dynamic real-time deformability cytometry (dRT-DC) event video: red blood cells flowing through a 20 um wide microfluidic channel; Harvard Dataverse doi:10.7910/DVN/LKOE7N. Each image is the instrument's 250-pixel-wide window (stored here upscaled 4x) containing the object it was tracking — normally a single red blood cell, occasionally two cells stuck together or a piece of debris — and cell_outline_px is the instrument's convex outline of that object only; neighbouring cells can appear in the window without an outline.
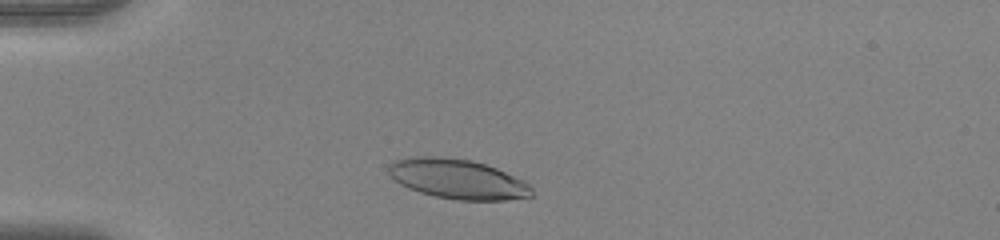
{"species": "human", "species_latin": "Homo sapiens", "temperature_condition": "warm", "stored_images_in_passage": 37, "camera_frame_rate_fps": 3000, "um_per_image_px": 0.085, "donor": {"sex": "female"}, "frame": {"image": 1, "passage_image": 5, "time_ms": 1.333, "image_size_px": [1000, 240], "cell_outline_px": [[532, 196], [504, 200], [456, 200], [436, 196], [420, 192], [408, 188], [400, 184], [388, 172], [388, 164], [392, 160], [408, 156], [440, 156], [472, 160], [496, 168], [524, 180], [532, 184]], "centroid_in_image_um": [38.88, 15.2], "position_along_channel_um": 46.1, "area_um2": 33.41}}
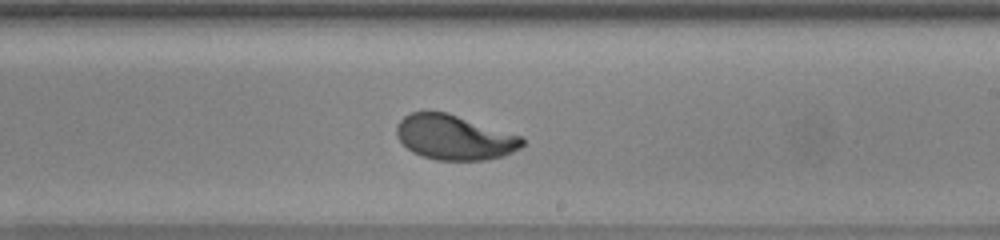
{"frame": {"image": 2, "passage_image": 23, "time_ms": 7.333, "image_size_px": [1000, 240], "cell_outline_px": [[524, 144], [520, 148], [504, 156], [484, 160], [436, 160], [420, 156], [412, 152], [396, 136], [396, 124], [404, 116], [412, 112], [448, 112], [520, 136], [524, 140]], "centroid_in_image_um": [38.6, 11.68], "position_along_channel_um": 250.4, "area_um2": 32.77}}
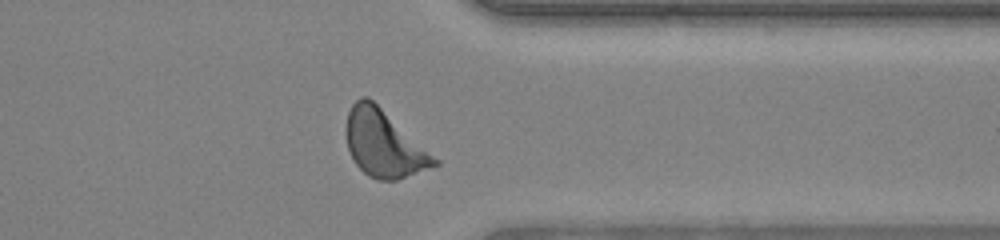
{"frame": {"image": 3, "passage_image": 33, "time_ms": 10.667, "image_size_px": [1000, 240], "cell_outline_px": [[440, 164], [396, 180], [376, 180], [368, 176], [356, 164], [348, 148], [344, 132], [344, 128], [348, 112], [352, 104], [360, 96], [368, 96], [440, 160]], "centroid_in_image_um": [32.6, 12.2], "position_along_channel_um": 378.8, "area_um2": 34.28}, "authors_computed_cell_mechanics": {"area_um2": 33.2928, "velocity_mm_per_s": 3.9212, "shape_relaxation_time_tau1_ms": 2.7617, "shape_relaxation_time_tau2_ms": null, "deformation_change_tau1": 0.1895, "deformation_change_tau2": null}}